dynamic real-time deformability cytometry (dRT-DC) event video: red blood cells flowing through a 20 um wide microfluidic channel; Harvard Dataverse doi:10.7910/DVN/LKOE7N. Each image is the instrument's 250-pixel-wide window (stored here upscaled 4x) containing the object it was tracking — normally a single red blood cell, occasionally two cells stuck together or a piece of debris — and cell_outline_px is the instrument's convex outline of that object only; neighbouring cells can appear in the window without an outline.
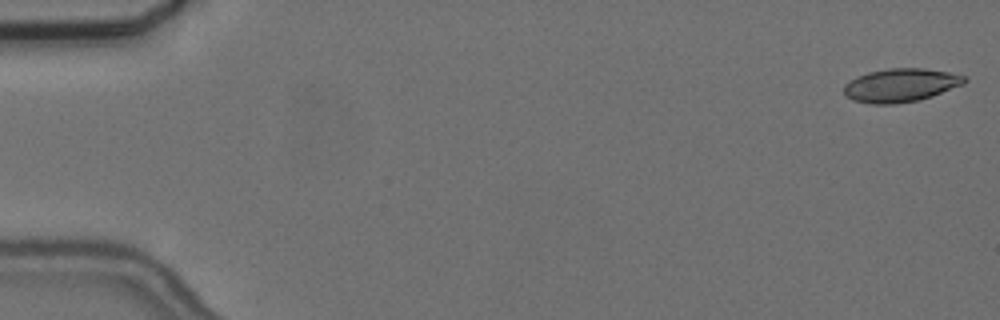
{"species": "common noctule bat (a hibernating species)", "species_latin": "Nyctalus noctula", "temperature_condition": "cold", "stored_images_in_passage": 56, "camera_frame_rate_fps": 3000, "um_per_image_px": 0.085, "animal": {"sex": "female", "body_mass_g": 24.6, "forearm_length_mm": 56.2}, "frame": {"image": 1, "passage_image": 1, "time_ms": 0.0, "image_size_px": [1000, 320], "cell_outline_px": [[968, 80], [964, 84], [932, 96], [920, 100], [896, 104], [872, 104], [852, 100], [844, 92], [844, 84], [856, 76], [868, 72], [888, 68], [924, 68], [948, 72], [968, 76]], "centroid_in_image_um": [76.58, 7.24], "position_along_channel_um": 8.4, "area_um2": 23.7}}
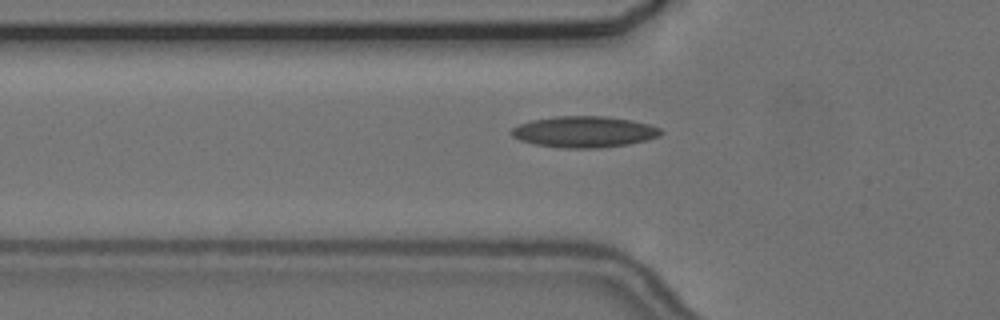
{"frame": {"image": 2, "passage_image": 19, "time_ms": 6.0, "image_size_px": [1000, 320], "cell_outline_px": [[664, 132], [660, 136], [648, 140], [628, 144], [600, 148], [564, 148], [536, 144], [520, 140], [512, 136], [508, 132], [512, 128], [520, 124], [532, 120], [556, 116], [604, 116], [632, 120], [648, 124], [660, 128]], "centroid_in_image_um": [49.67, 11.2], "position_along_channel_um": 76.1, "area_um2": 27.22}}
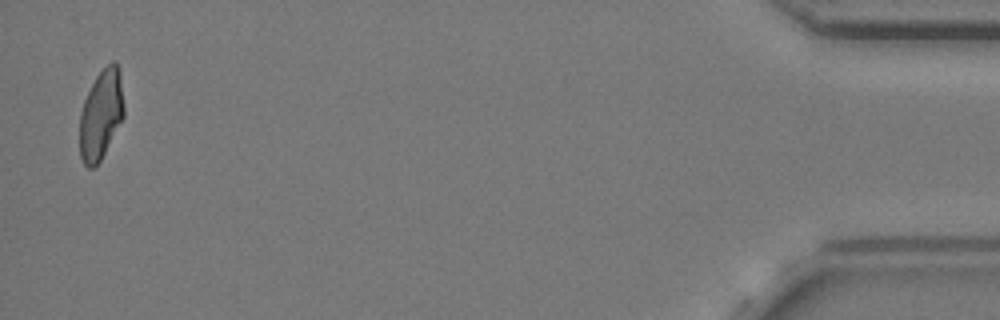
{"frame": {"image": 3, "passage_image": 55, "time_ms": 18.0, "image_size_px": [1000, 320], "cell_outline_px": [[124, 116], [100, 160], [92, 168], [88, 168], [84, 164], [80, 156], [80, 112], [84, 100], [96, 76], [112, 60], [116, 60], [120, 72], [124, 104]], "centroid_in_image_um": [8.59, 9.71], "position_along_channel_um": 426.6, "area_um2": 22.95}, "authors_computed_cell_mechanics": {"area_um2": 24.2182, "velocity_mm_per_s": 3.6609, "shape_relaxation_time_tau1_ms": null, "shape_relaxation_time_tau2_ms": 2.2634, "deformation_change_tau1": null, "deformation_change_tau2": 0.0967}}